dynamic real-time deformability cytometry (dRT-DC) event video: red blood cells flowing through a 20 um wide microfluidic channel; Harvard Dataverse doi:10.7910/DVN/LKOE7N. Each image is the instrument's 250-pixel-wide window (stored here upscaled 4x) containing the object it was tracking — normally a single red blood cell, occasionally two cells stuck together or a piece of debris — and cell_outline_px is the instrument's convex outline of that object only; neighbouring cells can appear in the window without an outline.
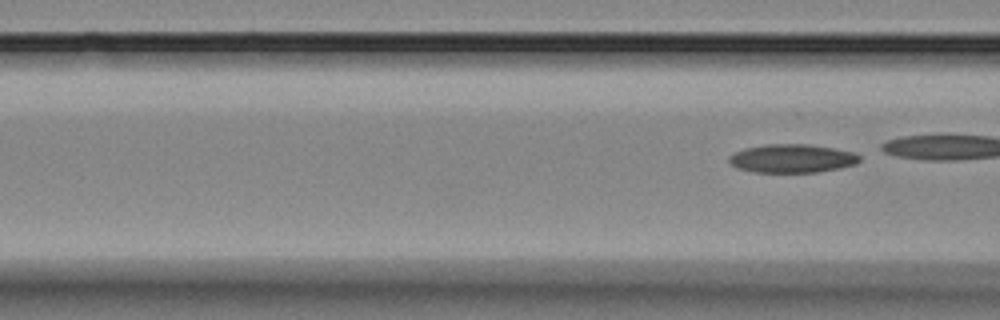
{"species": "Egyptian fruit bat (a non-hibernating species)", "species_latin": "Rousettus aegyptiacus", "temperature_condition": "room temperature", "stored_images_in_passage": 7, "segment_of_instrument_passage": [2, 2], "camera_frame_rate_fps": 3000, "um_per_image_px": 0.085, "animal": {"sex": "female"}, "frame": {"image": 1, "passage_image": 7, "time_ms": 7.667, "image_size_px": [1000, 320], "cell_outline_px": [[860, 160], [856, 164], [840, 168], [816, 172], [752, 172], [736, 168], [728, 160], [728, 156], [744, 148], [764, 144], [808, 144], [832, 148], [852, 152], [860, 156]], "centroid_in_image_um": [67.29, 13.47], "position_along_channel_um": 99.3, "area_um2": 21.68}}